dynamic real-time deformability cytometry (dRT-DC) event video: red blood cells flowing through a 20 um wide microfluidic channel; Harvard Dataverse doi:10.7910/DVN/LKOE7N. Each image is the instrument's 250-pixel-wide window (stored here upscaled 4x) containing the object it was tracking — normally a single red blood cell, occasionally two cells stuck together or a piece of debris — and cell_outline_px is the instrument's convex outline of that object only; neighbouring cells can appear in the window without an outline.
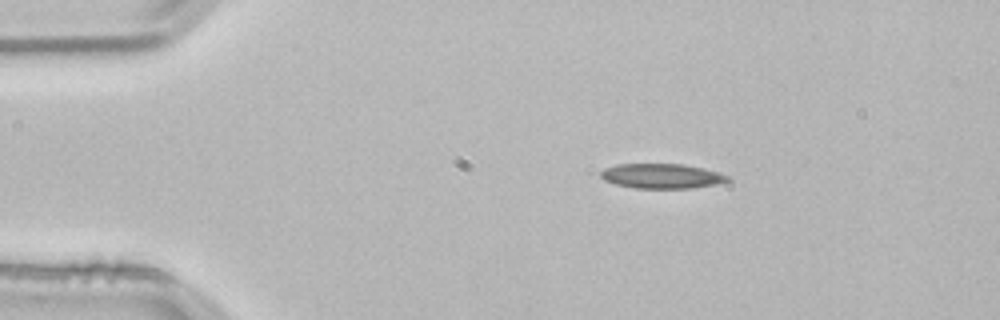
{"species": "common noctule bat (a hibernating species)", "species_latin": "Nyctalus noctula", "temperature_condition": "room temperature", "stored_images_in_passage": 45, "camera_frame_rate_fps": 3000, "um_per_image_px": 0.085, "animal": {"sex": "male", "body_mass_g": 21.5, "forearm_length_mm": 52.0}, "frame": {"image": 1, "passage_image": 1, "time_ms": 0.0, "image_size_px": [1000, 320], "cell_outline_px": [[732, 180], [716, 184], [692, 188], [636, 188], [616, 184], [604, 180], [600, 176], [600, 172], [604, 168], [616, 164], [684, 164], [704, 168], [720, 172], [732, 176]], "centroid_in_image_um": [56.3, 14.96], "position_along_channel_um": 28.7, "area_um2": 18.55}}
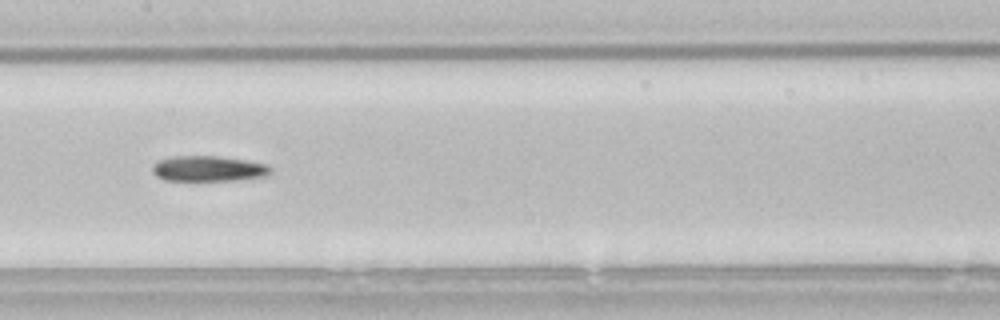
{"frame": {"image": 2, "passage_image": 18, "time_ms": 5.667, "image_size_px": [1000, 320], "cell_outline_px": [[272, 168], [264, 176], [232, 180], [164, 180], [156, 176], [152, 172], [152, 164], [156, 160], [176, 156], [220, 156], [244, 160], [264, 164]], "centroid_in_image_um": [17.61, 14.32], "position_along_channel_um": 189.8, "area_um2": 17.34}}
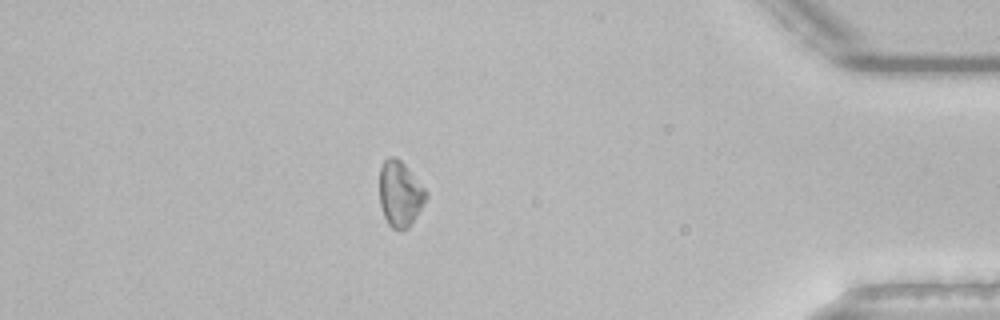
{"frame": {"image": 3, "passage_image": 38, "time_ms": 12.333, "image_size_px": [1000, 320], "cell_outline_px": [[428, 196], [408, 228], [392, 228], [388, 224], [384, 216], [380, 204], [380, 168], [384, 160], [388, 156], [396, 156], [404, 164], [428, 192]], "centroid_in_image_um": [33.99, 16.44], "position_along_channel_um": 401.2, "area_um2": 17.51}}